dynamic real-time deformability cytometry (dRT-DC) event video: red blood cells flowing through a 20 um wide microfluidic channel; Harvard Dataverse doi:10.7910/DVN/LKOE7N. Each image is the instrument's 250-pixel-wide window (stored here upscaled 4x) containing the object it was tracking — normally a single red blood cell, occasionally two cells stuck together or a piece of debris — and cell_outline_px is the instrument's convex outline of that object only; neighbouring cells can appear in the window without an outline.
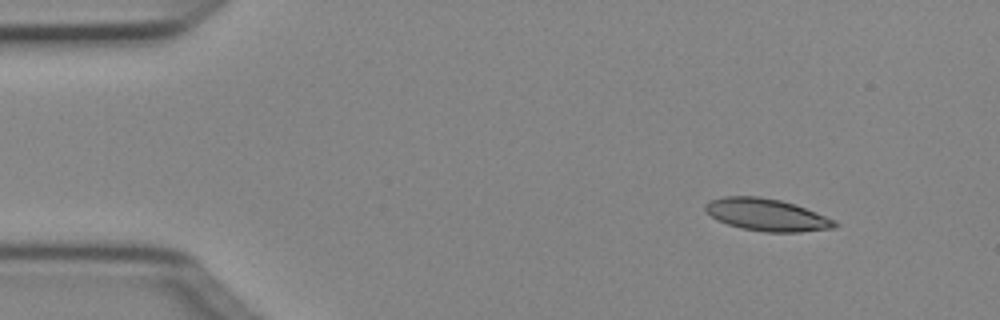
{"species": "Egyptian fruit bat (a non-hibernating species)", "species_latin": "Rousettus aegyptiacus", "temperature_condition": "cold", "stored_images_in_passage": 4, "camera_frame_rate_fps": 3000, "um_per_image_px": 0.085, "animal": {"sex": "female"}, "frame": {"image": 1, "passage_image": 1, "time_ms": 0.0, "image_size_px": [1000, 320], "cell_outline_px": [[840, 224], [836, 228], [800, 232], [764, 232], [740, 228], [728, 224], [712, 216], [704, 208], [704, 204], [712, 200], [724, 196], [760, 196], [780, 200], [804, 208], [836, 220]], "centroid_in_image_um": [65.2, 18.27], "position_along_channel_um": 19.8, "area_um2": 24.16}}
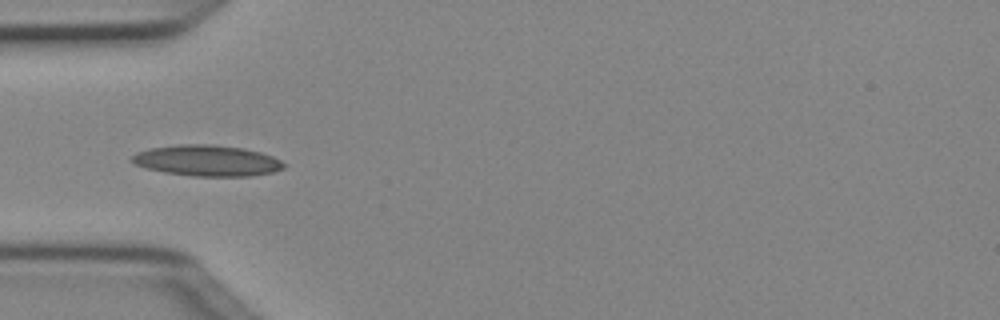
{"frame": {"image": 2, "passage_image": 3, "time_ms": 0.667, "image_size_px": [1000, 320], "cell_outline_px": [[284, 168], [272, 172], [252, 176], [192, 176], [164, 172], [148, 168], [136, 164], [128, 160], [136, 152], [152, 148], [180, 144], [208, 144], [244, 148], [260, 152], [272, 156], [280, 160], [284, 164]], "centroid_in_image_um": [17.6, 13.65], "position_along_channel_um": 67.4, "area_um2": 27.28}}
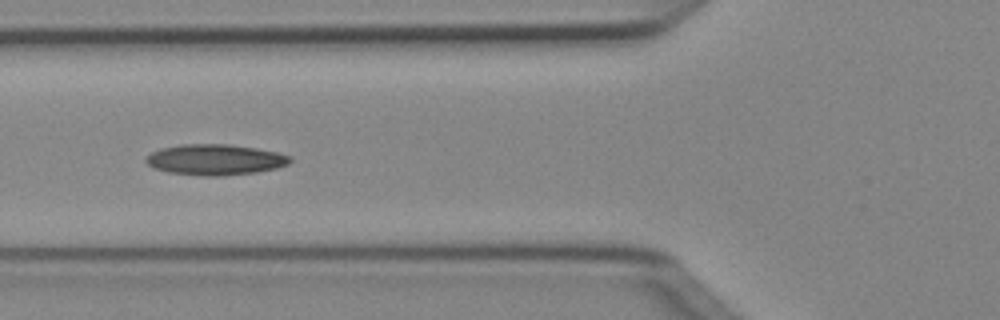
{"frame": {"image": 3, "passage_image": 4, "time_ms": 1.0, "image_size_px": [1000, 320], "cell_outline_px": [[292, 160], [288, 164], [276, 168], [256, 172], [224, 176], [204, 176], [168, 172], [152, 168], [144, 160], [152, 152], [160, 148], [180, 144], [228, 144], [256, 148], [280, 152], [292, 156]], "centroid_in_image_um": [18.3, 13.57], "position_along_channel_um": 107.5, "area_um2": 26.07}}